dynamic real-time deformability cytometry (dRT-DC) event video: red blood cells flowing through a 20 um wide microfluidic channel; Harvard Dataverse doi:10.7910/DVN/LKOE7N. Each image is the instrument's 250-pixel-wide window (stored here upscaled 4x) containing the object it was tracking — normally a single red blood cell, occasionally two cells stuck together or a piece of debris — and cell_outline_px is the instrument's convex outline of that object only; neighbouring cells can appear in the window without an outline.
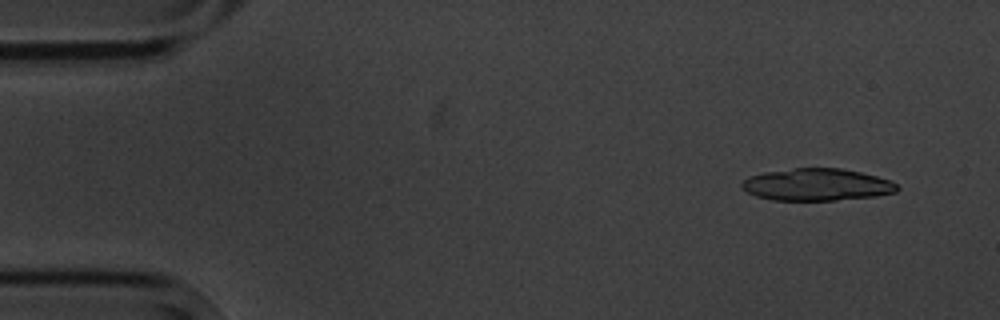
{"species": "common noctule bat (a hibernating species)", "species_latin": "Nyctalus noctula", "temperature_condition": "cold", "stored_images_in_passage": 6, "camera_frame_rate_fps": 3000, "um_per_image_px": 0.085, "animal": {"sex": "male", "body_mass_g": 20.1, "forearm_length_mm": 53.5}, "frame": {"image": 1, "passage_image": 2, "time_ms": 1.0, "image_size_px": [1000, 320], "cell_outline_px": [[900, 188], [896, 192], [876, 196], [836, 200], [772, 200], [756, 196], [748, 192], [740, 184], [748, 176], [764, 172], [792, 168], [840, 168], [860, 172], [892, 180]], "centroid_in_image_um": [69.45, 15.69], "position_along_channel_um": 15.6, "area_um2": 29.13}}
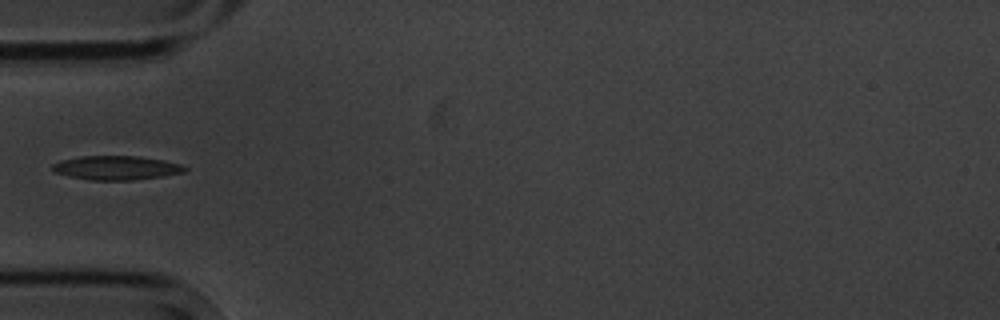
{"frame": {"image": 2, "passage_image": 6, "time_ms": 5.667, "image_size_px": [1000, 320], "cell_outline_px": [[188, 168], [184, 172], [160, 176], [132, 180], [92, 180], [68, 176], [52, 172], [52, 164], [60, 160], [80, 156], [140, 156], [164, 160], [180, 164]], "centroid_in_image_um": [9.84, 14.26], "position_along_channel_um": 75.2, "area_um2": 18.55}}